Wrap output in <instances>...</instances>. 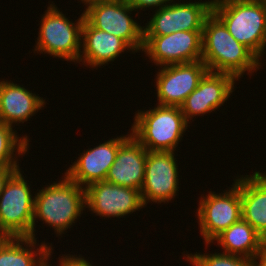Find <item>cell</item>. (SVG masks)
Here are the masks:
<instances>
[{"mask_svg": "<svg viewBox=\"0 0 266 266\" xmlns=\"http://www.w3.org/2000/svg\"><path fill=\"white\" fill-rule=\"evenodd\" d=\"M266 172L240 177L242 219L266 240Z\"/></svg>", "mask_w": 266, "mask_h": 266, "instance_id": "obj_19", "label": "cell"}, {"mask_svg": "<svg viewBox=\"0 0 266 266\" xmlns=\"http://www.w3.org/2000/svg\"><path fill=\"white\" fill-rule=\"evenodd\" d=\"M35 244L32 237H0V266H48L53 245L44 242L32 251Z\"/></svg>", "mask_w": 266, "mask_h": 266, "instance_id": "obj_20", "label": "cell"}, {"mask_svg": "<svg viewBox=\"0 0 266 266\" xmlns=\"http://www.w3.org/2000/svg\"><path fill=\"white\" fill-rule=\"evenodd\" d=\"M62 179L47 185L34 196L33 239L37 218L51 226L60 236L71 228L70 226L85 210V188L72 181L66 174Z\"/></svg>", "mask_w": 266, "mask_h": 266, "instance_id": "obj_2", "label": "cell"}, {"mask_svg": "<svg viewBox=\"0 0 266 266\" xmlns=\"http://www.w3.org/2000/svg\"><path fill=\"white\" fill-rule=\"evenodd\" d=\"M15 132L12 126L0 123V161L6 167H19L18 159L15 158L16 154L18 156L25 154L29 149L28 142L30 139L28 136L20 138ZM14 152L16 153L14 154Z\"/></svg>", "mask_w": 266, "mask_h": 266, "instance_id": "obj_22", "label": "cell"}, {"mask_svg": "<svg viewBox=\"0 0 266 266\" xmlns=\"http://www.w3.org/2000/svg\"><path fill=\"white\" fill-rule=\"evenodd\" d=\"M201 60L208 71L228 73L237 80L246 71L252 75L261 67L259 58L239 43L213 12L205 18L203 24Z\"/></svg>", "mask_w": 266, "mask_h": 266, "instance_id": "obj_1", "label": "cell"}, {"mask_svg": "<svg viewBox=\"0 0 266 266\" xmlns=\"http://www.w3.org/2000/svg\"><path fill=\"white\" fill-rule=\"evenodd\" d=\"M186 260L192 266H255V259L246 258L228 253L185 254Z\"/></svg>", "mask_w": 266, "mask_h": 266, "instance_id": "obj_23", "label": "cell"}, {"mask_svg": "<svg viewBox=\"0 0 266 266\" xmlns=\"http://www.w3.org/2000/svg\"><path fill=\"white\" fill-rule=\"evenodd\" d=\"M61 257L62 258L59 259L60 263L58 264L60 266H92L90 262L82 256L62 255Z\"/></svg>", "mask_w": 266, "mask_h": 266, "instance_id": "obj_25", "label": "cell"}, {"mask_svg": "<svg viewBox=\"0 0 266 266\" xmlns=\"http://www.w3.org/2000/svg\"><path fill=\"white\" fill-rule=\"evenodd\" d=\"M230 188L219 194L210 191L200 198L197 218L200 233L207 246L217 235L242 218L240 178L237 177Z\"/></svg>", "mask_w": 266, "mask_h": 266, "instance_id": "obj_8", "label": "cell"}, {"mask_svg": "<svg viewBox=\"0 0 266 266\" xmlns=\"http://www.w3.org/2000/svg\"><path fill=\"white\" fill-rule=\"evenodd\" d=\"M6 166L0 161V172H2Z\"/></svg>", "mask_w": 266, "mask_h": 266, "instance_id": "obj_29", "label": "cell"}, {"mask_svg": "<svg viewBox=\"0 0 266 266\" xmlns=\"http://www.w3.org/2000/svg\"><path fill=\"white\" fill-rule=\"evenodd\" d=\"M175 151H147L144 183L140 190L144 206L148 202L165 203L179 191Z\"/></svg>", "mask_w": 266, "mask_h": 266, "instance_id": "obj_11", "label": "cell"}, {"mask_svg": "<svg viewBox=\"0 0 266 266\" xmlns=\"http://www.w3.org/2000/svg\"><path fill=\"white\" fill-rule=\"evenodd\" d=\"M214 241L221 245L225 253L252 259L265 247V240L242 218L217 235L211 243Z\"/></svg>", "mask_w": 266, "mask_h": 266, "instance_id": "obj_21", "label": "cell"}, {"mask_svg": "<svg viewBox=\"0 0 266 266\" xmlns=\"http://www.w3.org/2000/svg\"><path fill=\"white\" fill-rule=\"evenodd\" d=\"M212 12L229 33L259 59L266 48V3L255 0H217Z\"/></svg>", "mask_w": 266, "mask_h": 266, "instance_id": "obj_3", "label": "cell"}, {"mask_svg": "<svg viewBox=\"0 0 266 266\" xmlns=\"http://www.w3.org/2000/svg\"><path fill=\"white\" fill-rule=\"evenodd\" d=\"M126 49L134 52L123 39L92 27L84 19L81 30V50L83 51H80L78 63L84 62L83 65L90 67L103 66L114 61Z\"/></svg>", "mask_w": 266, "mask_h": 266, "instance_id": "obj_17", "label": "cell"}, {"mask_svg": "<svg viewBox=\"0 0 266 266\" xmlns=\"http://www.w3.org/2000/svg\"><path fill=\"white\" fill-rule=\"evenodd\" d=\"M207 71L202 60L162 66L155 79L157 104L180 107Z\"/></svg>", "mask_w": 266, "mask_h": 266, "instance_id": "obj_12", "label": "cell"}, {"mask_svg": "<svg viewBox=\"0 0 266 266\" xmlns=\"http://www.w3.org/2000/svg\"><path fill=\"white\" fill-rule=\"evenodd\" d=\"M254 259L255 266H266V247H264Z\"/></svg>", "mask_w": 266, "mask_h": 266, "instance_id": "obj_27", "label": "cell"}, {"mask_svg": "<svg viewBox=\"0 0 266 266\" xmlns=\"http://www.w3.org/2000/svg\"><path fill=\"white\" fill-rule=\"evenodd\" d=\"M147 150L131 135L120 147L108 170L106 181L141 190L145 177Z\"/></svg>", "mask_w": 266, "mask_h": 266, "instance_id": "obj_16", "label": "cell"}, {"mask_svg": "<svg viewBox=\"0 0 266 266\" xmlns=\"http://www.w3.org/2000/svg\"><path fill=\"white\" fill-rule=\"evenodd\" d=\"M235 81L237 79L231 74L207 71L180 106L185 120L189 122L192 117L204 116L223 106L234 91Z\"/></svg>", "mask_w": 266, "mask_h": 266, "instance_id": "obj_14", "label": "cell"}, {"mask_svg": "<svg viewBox=\"0 0 266 266\" xmlns=\"http://www.w3.org/2000/svg\"><path fill=\"white\" fill-rule=\"evenodd\" d=\"M19 167H6L0 172V195L3 192L8 179L18 170Z\"/></svg>", "mask_w": 266, "mask_h": 266, "instance_id": "obj_26", "label": "cell"}, {"mask_svg": "<svg viewBox=\"0 0 266 266\" xmlns=\"http://www.w3.org/2000/svg\"><path fill=\"white\" fill-rule=\"evenodd\" d=\"M85 204L100 217H123L145 207L138 189L103 180L85 188Z\"/></svg>", "mask_w": 266, "mask_h": 266, "instance_id": "obj_13", "label": "cell"}, {"mask_svg": "<svg viewBox=\"0 0 266 266\" xmlns=\"http://www.w3.org/2000/svg\"><path fill=\"white\" fill-rule=\"evenodd\" d=\"M95 1H128V0H95Z\"/></svg>", "mask_w": 266, "mask_h": 266, "instance_id": "obj_30", "label": "cell"}, {"mask_svg": "<svg viewBox=\"0 0 266 266\" xmlns=\"http://www.w3.org/2000/svg\"><path fill=\"white\" fill-rule=\"evenodd\" d=\"M156 106L135 113L131 134L147 151H175L190 122L180 107Z\"/></svg>", "mask_w": 266, "mask_h": 266, "instance_id": "obj_4", "label": "cell"}, {"mask_svg": "<svg viewBox=\"0 0 266 266\" xmlns=\"http://www.w3.org/2000/svg\"><path fill=\"white\" fill-rule=\"evenodd\" d=\"M142 51L159 67L196 62L202 58V31L143 36Z\"/></svg>", "mask_w": 266, "mask_h": 266, "instance_id": "obj_10", "label": "cell"}, {"mask_svg": "<svg viewBox=\"0 0 266 266\" xmlns=\"http://www.w3.org/2000/svg\"><path fill=\"white\" fill-rule=\"evenodd\" d=\"M173 2L156 9L143 36H163L176 31H202L205 18L212 12V0L206 2Z\"/></svg>", "mask_w": 266, "mask_h": 266, "instance_id": "obj_9", "label": "cell"}, {"mask_svg": "<svg viewBox=\"0 0 266 266\" xmlns=\"http://www.w3.org/2000/svg\"><path fill=\"white\" fill-rule=\"evenodd\" d=\"M21 86L4 79L0 81V123L9 126L24 123L46 104L45 99Z\"/></svg>", "mask_w": 266, "mask_h": 266, "instance_id": "obj_18", "label": "cell"}, {"mask_svg": "<svg viewBox=\"0 0 266 266\" xmlns=\"http://www.w3.org/2000/svg\"><path fill=\"white\" fill-rule=\"evenodd\" d=\"M84 13L76 23L69 21L56 5L50 4L41 17L34 51L44 52L65 61H79Z\"/></svg>", "mask_w": 266, "mask_h": 266, "instance_id": "obj_5", "label": "cell"}, {"mask_svg": "<svg viewBox=\"0 0 266 266\" xmlns=\"http://www.w3.org/2000/svg\"><path fill=\"white\" fill-rule=\"evenodd\" d=\"M83 4L87 7L89 4L94 3L95 0H81Z\"/></svg>", "mask_w": 266, "mask_h": 266, "instance_id": "obj_28", "label": "cell"}, {"mask_svg": "<svg viewBox=\"0 0 266 266\" xmlns=\"http://www.w3.org/2000/svg\"><path fill=\"white\" fill-rule=\"evenodd\" d=\"M132 11L128 1H95L83 13L92 27L123 39L137 52L143 48V27L129 15Z\"/></svg>", "mask_w": 266, "mask_h": 266, "instance_id": "obj_7", "label": "cell"}, {"mask_svg": "<svg viewBox=\"0 0 266 266\" xmlns=\"http://www.w3.org/2000/svg\"><path fill=\"white\" fill-rule=\"evenodd\" d=\"M131 135L130 133L125 136H117V138L100 143L87 151L84 150L64 174L83 188L105 180L108 170L115 161L119 147Z\"/></svg>", "mask_w": 266, "mask_h": 266, "instance_id": "obj_15", "label": "cell"}, {"mask_svg": "<svg viewBox=\"0 0 266 266\" xmlns=\"http://www.w3.org/2000/svg\"><path fill=\"white\" fill-rule=\"evenodd\" d=\"M255 1H260V2H265L266 3V0H255Z\"/></svg>", "mask_w": 266, "mask_h": 266, "instance_id": "obj_31", "label": "cell"}, {"mask_svg": "<svg viewBox=\"0 0 266 266\" xmlns=\"http://www.w3.org/2000/svg\"><path fill=\"white\" fill-rule=\"evenodd\" d=\"M18 169L0 195V237H32L34 197Z\"/></svg>", "mask_w": 266, "mask_h": 266, "instance_id": "obj_6", "label": "cell"}, {"mask_svg": "<svg viewBox=\"0 0 266 266\" xmlns=\"http://www.w3.org/2000/svg\"><path fill=\"white\" fill-rule=\"evenodd\" d=\"M174 0H128L129 5L137 12L138 10H143L145 8L151 9L152 7H157V9L169 5ZM159 6V7H158Z\"/></svg>", "mask_w": 266, "mask_h": 266, "instance_id": "obj_24", "label": "cell"}]
</instances>
